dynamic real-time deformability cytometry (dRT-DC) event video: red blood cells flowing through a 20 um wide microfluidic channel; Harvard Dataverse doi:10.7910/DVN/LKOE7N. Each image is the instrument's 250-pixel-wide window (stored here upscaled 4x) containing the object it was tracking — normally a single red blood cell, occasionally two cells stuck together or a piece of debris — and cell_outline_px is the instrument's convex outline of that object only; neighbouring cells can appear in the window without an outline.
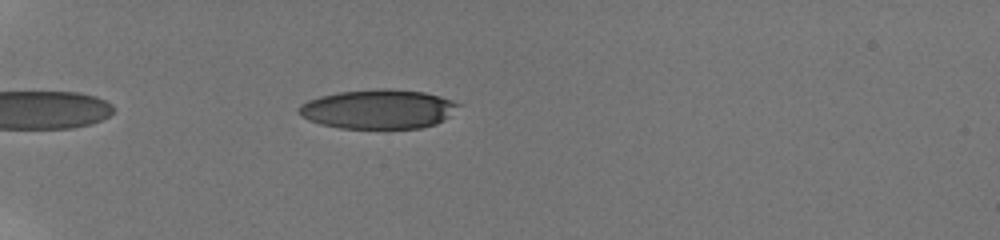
{"species": "human", "species_latin": "Homo sapiens", "temperature_condition": "room temperature", "stored_images_in_passage": 42, "camera_frame_rate_fps": 3000, "um_per_image_px": 0.085, "donor": {"sex": "male"}, "frame": {"image": 1, "passage_image": 5, "time_ms": 1.333, "image_size_px": [1000, 240], "cell_outline_px": [[460, 104], [444, 120], [436, 124], [420, 128], [340, 128], [320, 124], [308, 120], [300, 116], [296, 112], [296, 108], [300, 104], [308, 100], [320, 96], [340, 92], [376, 88], [388, 88], [424, 92], [440, 96], [452, 100]], "centroid_in_image_um": [32.1, 9.27], "position_along_channel_um": 52.9, "area_um2": 36.7}}
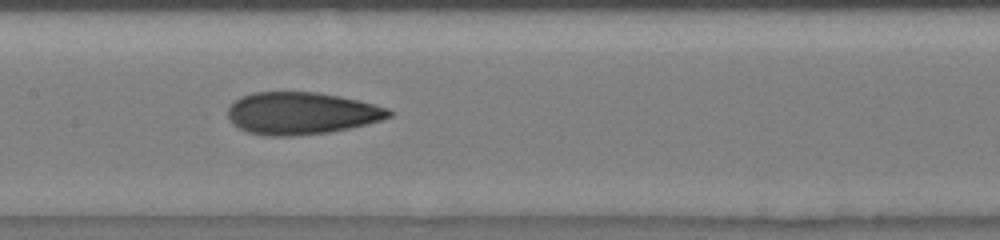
{"frame": {"image": 2, "passage_image": 18, "time_ms": 5.667, "image_size_px": [1000, 240], "cell_outline_px": [[392, 116], [380, 120], [348, 128], [328, 132], [292, 136], [268, 136], [248, 132], [240, 128], [228, 116], [228, 108], [240, 96], [252, 92], [320, 92], [340, 96], [388, 108], [392, 112]], "centroid_in_image_um": [25.61, 9.62], "position_along_channel_um": 181.8, "area_um2": 39.25}}
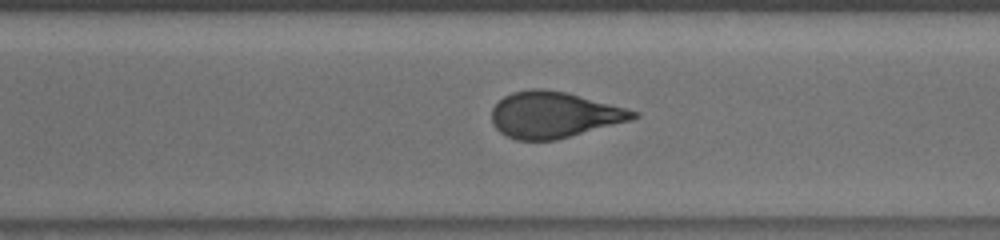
{"frame": {"image": 3, "passage_image": 29, "time_ms": 9.333, "image_size_px": [1000, 240], "cell_outline_px": [[640, 116], [632, 120], [556, 140], [516, 140], [500, 132], [492, 124], [492, 108], [504, 96], [512, 92], [528, 88], [544, 88], [564, 92], [640, 112]], "centroid_in_image_um": [47.07, 9.76], "position_along_channel_um": 323.5, "area_um2": 37.92}, "authors_computed_cell_mechanics": {"area_um2": 38.5526, "velocity_mm_per_s": 3.8823, "shape_relaxation_time_tau1_ms": 10.0764, "shape_relaxation_time_tau2_ms": 1.7246, "deformation_change_tau1": 0.2521, "deformation_change_tau2": 0.0987}}